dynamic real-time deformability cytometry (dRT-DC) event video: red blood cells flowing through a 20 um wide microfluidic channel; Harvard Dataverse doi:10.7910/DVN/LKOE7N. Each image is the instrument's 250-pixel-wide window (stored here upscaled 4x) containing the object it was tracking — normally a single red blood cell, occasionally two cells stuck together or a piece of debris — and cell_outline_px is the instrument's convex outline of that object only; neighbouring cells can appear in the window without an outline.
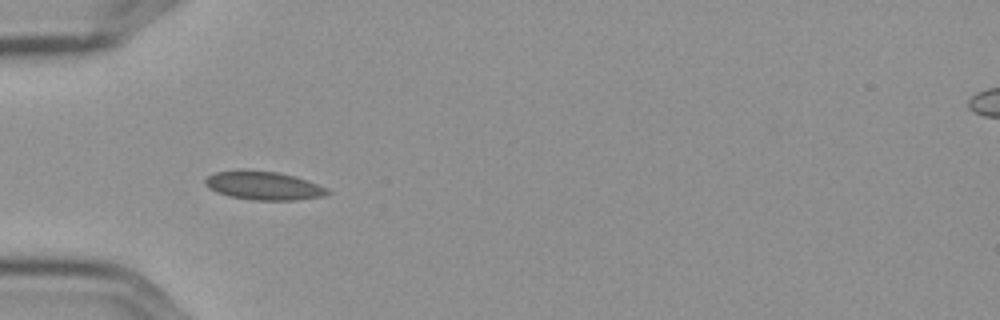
{"species": "Egyptian fruit bat (a non-hibernating species)", "species_latin": "Rousettus aegyptiacus", "temperature_condition": "cold", "stored_images_in_passage": 8, "camera_frame_rate_fps": 3000, "um_per_image_px": 0.085, "frame": {"image": 1, "passage_image": 5, "time_ms": 1.333, "image_size_px": [1000, 320], "cell_outline_px": [[332, 192], [324, 196], [296, 200], [252, 200], [228, 196], [216, 192], [208, 188], [204, 184], [204, 180], [208, 176], [216, 172], [276, 172], [308, 180], [328, 188]], "centroid_in_image_um": [22.45, 15.82], "position_along_channel_um": 62.6, "area_um2": 19.83}}
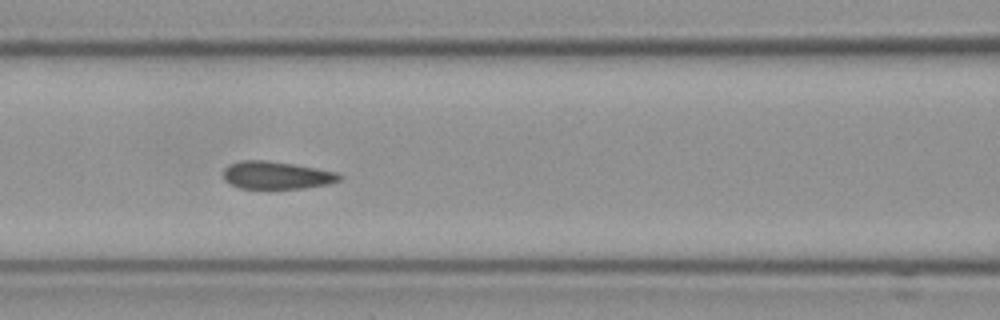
{"frame": {"image": 2, "passage_image": 7, "time_ms": 2.0, "image_size_px": [1000, 320], "cell_outline_px": [[344, 176], [340, 180], [328, 184], [304, 188], [240, 188], [224, 180], [224, 168], [228, 164], [244, 160], [264, 160], [292, 164], [316, 168], [336, 172]], "centroid_in_image_um": [23.51, 14.89], "position_along_channel_um": 143.1, "area_um2": 18.55}}
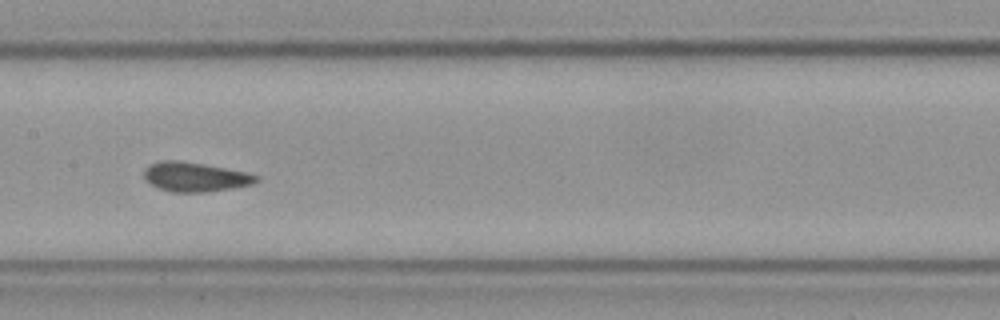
{"frame": {"image": 3, "passage_image": 8, "time_ms": 2.333, "image_size_px": [1000, 320], "cell_outline_px": [[260, 180], [252, 184], [232, 188], [204, 192], [172, 192], [160, 188], [144, 180], [144, 172], [152, 164], [160, 160], [180, 160], [204, 164], [244, 172], [260, 176]], "centroid_in_image_um": [16.6, 15.04], "position_along_channel_um": 190.8, "area_um2": 19.02}}